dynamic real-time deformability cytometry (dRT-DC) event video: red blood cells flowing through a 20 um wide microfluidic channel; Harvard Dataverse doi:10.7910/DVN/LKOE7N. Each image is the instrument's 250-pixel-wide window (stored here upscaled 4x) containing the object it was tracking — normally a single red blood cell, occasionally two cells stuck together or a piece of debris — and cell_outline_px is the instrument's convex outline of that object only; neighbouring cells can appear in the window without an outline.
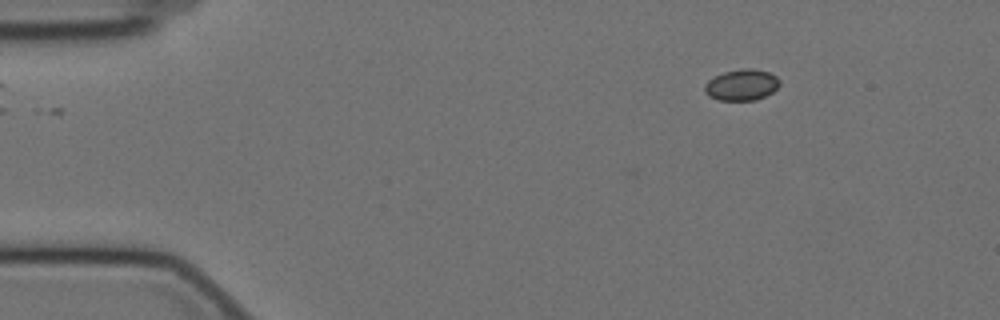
{"species": "Egyptian fruit bat (a non-hibernating species)", "species_latin": "Rousettus aegyptiacus", "temperature_condition": "cold", "stored_images_in_passage": 51, "camera_frame_rate_fps": 3000, "um_per_image_px": 0.085, "animal": {"sex": "female"}, "frame": {"image": 1, "passage_image": 1, "time_ms": 0.0, "image_size_px": [1000, 320], "cell_outline_px": [[780, 84], [772, 92], [756, 100], [720, 100], [708, 96], [704, 92], [704, 84], [708, 80], [724, 72], [744, 68], [752, 68], [768, 72], [776, 76], [780, 80]], "centroid_in_image_um": [63.03, 7.21], "position_along_channel_um": 22.0, "area_um2": 13.58}}
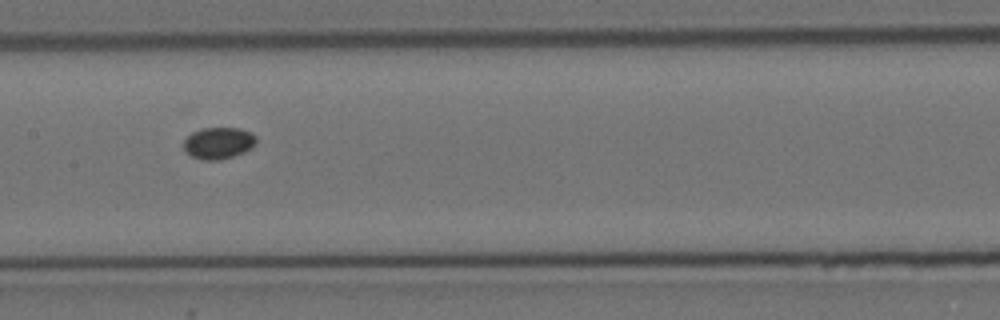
{"frame": {"image": 2, "passage_image": 22, "time_ms": 7.0, "image_size_px": [1000, 320], "cell_outline_px": [[256, 144], [252, 148], [244, 152], [220, 160], [204, 160], [192, 156], [184, 152], [184, 140], [192, 132], [200, 128], [240, 128], [252, 132], [256, 136]], "centroid_in_image_um": [18.58, 12.15], "position_along_channel_um": 188.8, "area_um2": 13.53}}
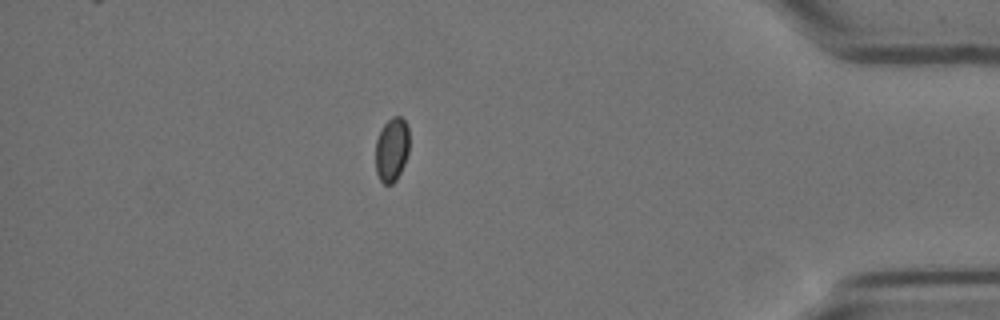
{"frame": {"image": 3, "passage_image": 44, "time_ms": 14.333, "image_size_px": [1000, 320], "cell_outline_px": [[408, 152], [404, 164], [396, 180], [392, 184], [384, 184], [380, 180], [376, 172], [376, 140], [384, 124], [392, 116], [400, 116], [408, 124]], "centroid_in_image_um": [33.3, 12.7], "position_along_channel_um": 401.9, "area_um2": 12.54}}